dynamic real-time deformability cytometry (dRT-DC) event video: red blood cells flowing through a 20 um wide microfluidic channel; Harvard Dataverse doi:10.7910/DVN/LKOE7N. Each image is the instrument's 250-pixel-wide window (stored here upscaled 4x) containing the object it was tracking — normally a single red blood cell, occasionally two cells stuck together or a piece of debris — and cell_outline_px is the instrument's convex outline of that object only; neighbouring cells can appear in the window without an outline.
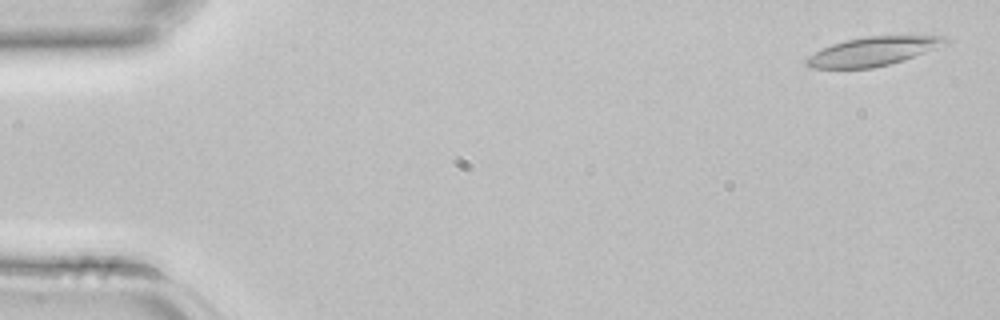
{"species": "common noctule bat (a hibernating species)", "species_latin": "Nyctalus noctula", "temperature_condition": "room temperature", "stored_images_in_passage": 3, "camera_frame_rate_fps": 3000, "um_per_image_px": 0.085, "animal": {"sex": "female", "body_mass_g": 22.7, "forearm_length_mm": 54.2}, "frame": {"image": 1, "passage_image": 1, "time_ms": 0.0, "image_size_px": [1000, 320], "cell_outline_px": [[948, 40], [924, 52], [904, 60], [872, 68], [812, 68], [804, 64], [804, 60], [808, 56], [832, 44], [848, 40], [868, 36], [944, 36]], "centroid_in_image_um": [74.1, 4.38], "position_along_channel_um": 10.9, "area_um2": 22.6}}
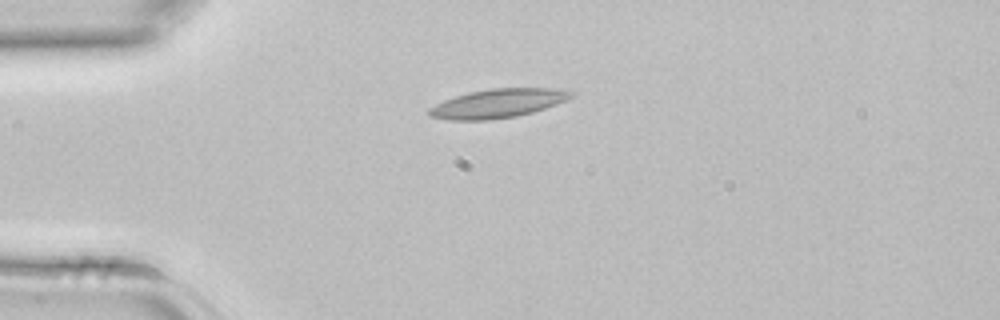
{"frame": {"image": 2, "passage_image": 3, "time_ms": 0.667, "image_size_px": [1000, 320], "cell_outline_px": [[576, 92], [568, 100], [532, 112], [516, 116], [488, 120], [448, 120], [428, 116], [428, 108], [444, 100], [468, 92], [492, 88], [564, 88]], "centroid_in_image_um": [42.34, 8.78], "position_along_channel_um": 42.7, "area_um2": 24.04}}